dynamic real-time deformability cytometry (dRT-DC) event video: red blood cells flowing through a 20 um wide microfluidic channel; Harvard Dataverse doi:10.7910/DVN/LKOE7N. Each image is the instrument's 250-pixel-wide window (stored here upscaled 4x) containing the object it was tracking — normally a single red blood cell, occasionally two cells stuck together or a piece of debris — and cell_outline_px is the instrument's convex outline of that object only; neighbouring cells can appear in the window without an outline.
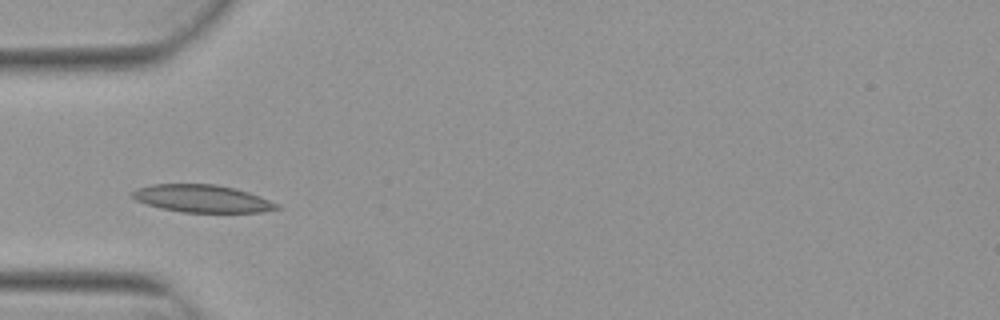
{"species": "Egyptian fruit bat (a non-hibernating species)", "species_latin": "Rousettus aegyptiacus", "temperature_condition": "warm", "stored_images_in_passage": 5, "camera_frame_rate_fps": 3000, "um_per_image_px": 0.085, "animal": {"sex": "female"}, "frame": {"image": 1, "passage_image": 3, "time_ms": 0.667, "image_size_px": [1000, 320], "cell_outline_px": [[284, 208], [260, 212], [184, 212], [160, 208], [136, 200], [132, 196], [132, 192], [136, 188], [152, 184], [216, 184], [248, 192], [260, 196], [280, 204]], "centroid_in_image_um": [17.22, 16.88], "position_along_channel_um": 67.8, "area_um2": 23.12}}
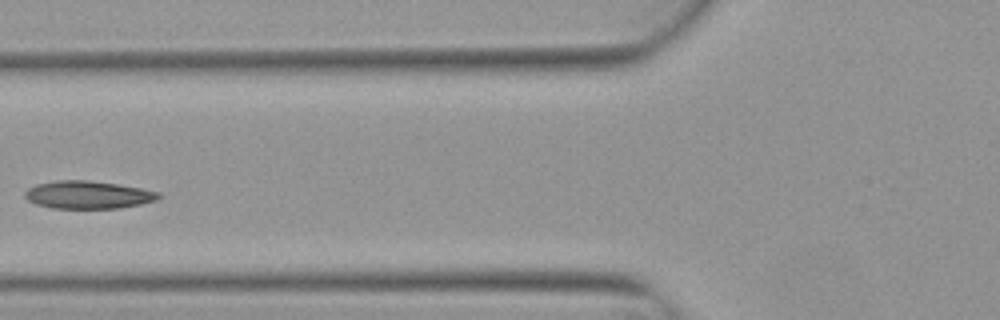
{"frame": {"image": 2, "passage_image": 4, "time_ms": 1.0, "image_size_px": [1000, 320], "cell_outline_px": [[160, 200], [120, 208], [52, 208], [36, 204], [28, 200], [24, 196], [24, 192], [28, 188], [36, 184], [56, 180], [88, 180], [116, 184], [140, 188], [160, 192]], "centroid_in_image_um": [7.48, 16.56], "position_along_channel_um": 118.3, "area_um2": 21.68}}
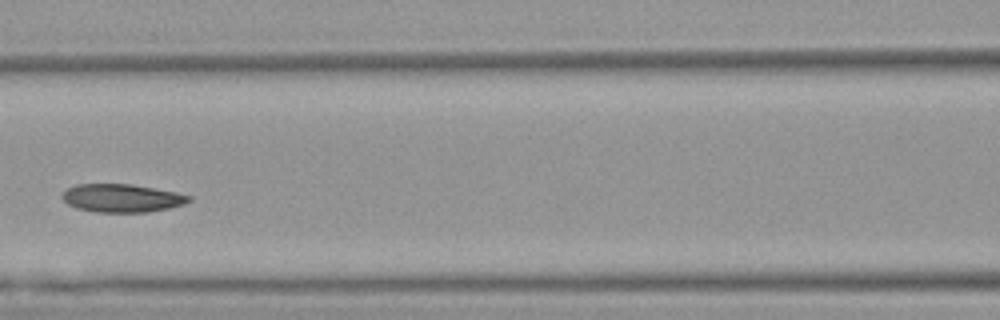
{"frame": {"image": 3, "passage_image": 5, "time_ms": 1.333, "image_size_px": [1000, 320], "cell_outline_px": [[192, 200], [184, 204], [168, 208], [148, 212], [96, 212], [76, 208], [68, 204], [60, 196], [68, 188], [76, 184], [132, 184], [176, 192], [192, 196]], "centroid_in_image_um": [10.37, 16.84], "position_along_channel_um": 156.2, "area_um2": 20.81}}